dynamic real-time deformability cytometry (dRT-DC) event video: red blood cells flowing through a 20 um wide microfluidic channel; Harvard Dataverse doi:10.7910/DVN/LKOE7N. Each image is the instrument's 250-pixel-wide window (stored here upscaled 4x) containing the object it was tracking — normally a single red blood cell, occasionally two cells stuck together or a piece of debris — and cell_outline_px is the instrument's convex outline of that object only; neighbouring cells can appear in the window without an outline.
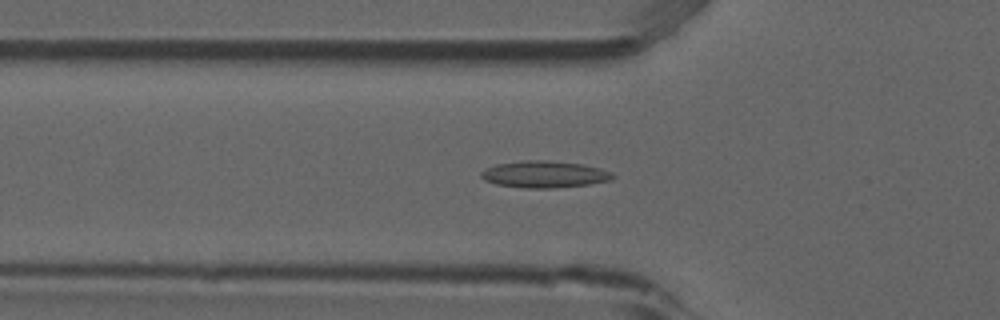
{"species": "common noctule bat (a hibernating species)", "species_latin": "Nyctalus noctula", "temperature_condition": "room temperature", "stored_images_in_passage": 52, "camera_frame_rate_fps": 3000, "um_per_image_px": 0.085, "animal": {"sex": "male", "forearm_length_mm": 52.5}, "frame": {"image": 1, "passage_image": 17, "time_ms": 5.333, "image_size_px": [1000, 320], "cell_outline_px": [[616, 176], [612, 180], [592, 184], [552, 188], [524, 188], [496, 184], [484, 180], [480, 176], [480, 172], [484, 168], [496, 164], [524, 160], [548, 160], [584, 164], [600, 168], [612, 172]], "centroid_in_image_um": [46.29, 14.81], "position_along_channel_um": 79.5, "area_um2": 20.87}}
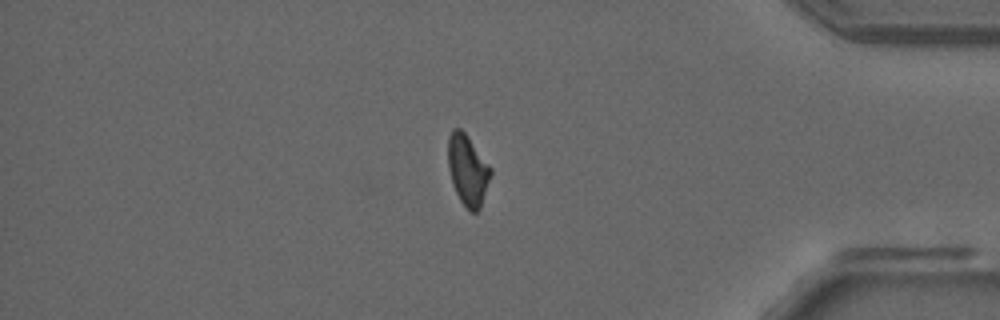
{"frame": {"image": 2, "passage_image": 44, "time_ms": 14.333, "image_size_px": [1000, 320], "cell_outline_px": [[492, 172], [480, 208], [476, 212], [468, 212], [460, 200], [452, 184], [448, 168], [448, 136], [452, 128], [460, 128], [464, 132], [492, 168]], "centroid_in_image_um": [39.74, 14.46], "position_along_channel_um": 395.5, "area_um2": 17.57}}
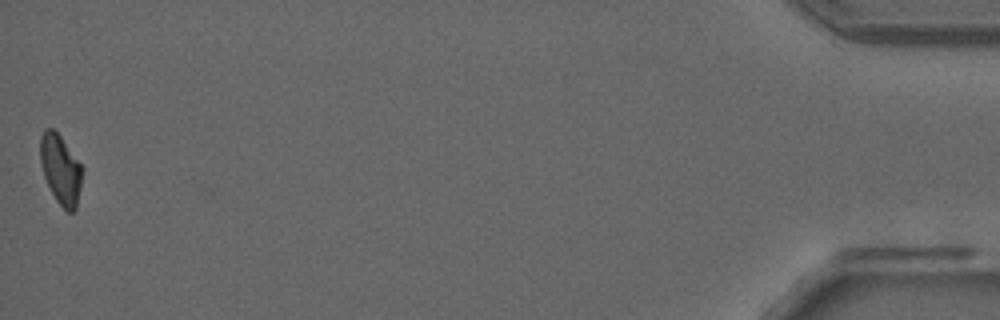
{"frame": {"image": 3, "passage_image": 52, "time_ms": 17.0, "image_size_px": [1000, 320], "cell_outline_px": [[84, 168], [76, 208], [72, 212], [68, 212], [56, 200], [44, 176], [40, 160], [40, 136], [44, 128], [52, 128], [60, 136]], "centroid_in_image_um": [5.16, 14.38], "position_along_channel_um": 430.0, "area_um2": 16.88}, "authors_computed_cell_mechanics": {"area_um2": 18.2359, "velocity_mm_per_s": 3.8437, "shape_relaxation_time_tau1_ms": null, "shape_relaxation_time_tau2_ms": 7.8783, "deformation_change_tau1": null, "deformation_change_tau2": 0.1624}}